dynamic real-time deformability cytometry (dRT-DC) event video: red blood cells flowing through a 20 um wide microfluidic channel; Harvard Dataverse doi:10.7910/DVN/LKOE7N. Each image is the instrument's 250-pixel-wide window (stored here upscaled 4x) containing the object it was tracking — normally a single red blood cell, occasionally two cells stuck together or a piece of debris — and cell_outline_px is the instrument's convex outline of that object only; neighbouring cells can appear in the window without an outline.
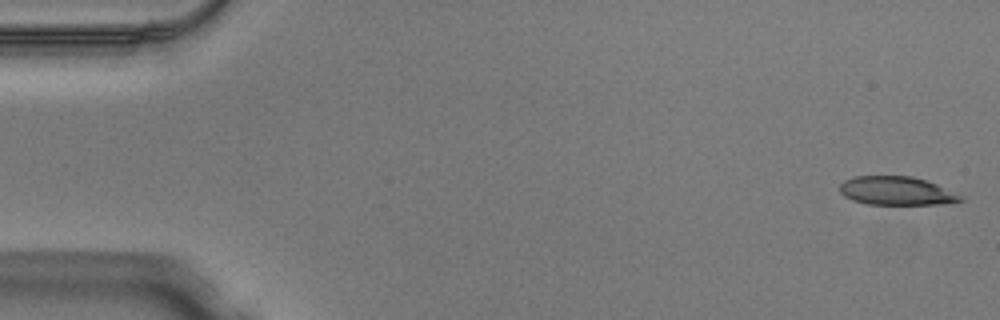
{"species": "Egyptian fruit bat (a non-hibernating species)", "species_latin": "Rousettus aegyptiacus", "temperature_condition": "warm", "stored_images_in_passage": 49, "camera_frame_rate_fps": 3000, "um_per_image_px": 0.085, "animal": {"sex": "male"}, "frame": {"image": 1, "passage_image": 1, "time_ms": 0.0, "image_size_px": [1000, 320], "cell_outline_px": [[964, 200], [940, 204], [868, 204], [852, 200], [844, 196], [840, 192], [840, 184], [844, 180], [856, 176], [912, 176], [936, 184], [964, 196]], "centroid_in_image_um": [76.19, 16.22], "position_along_channel_um": 8.8, "area_um2": 20.0}}
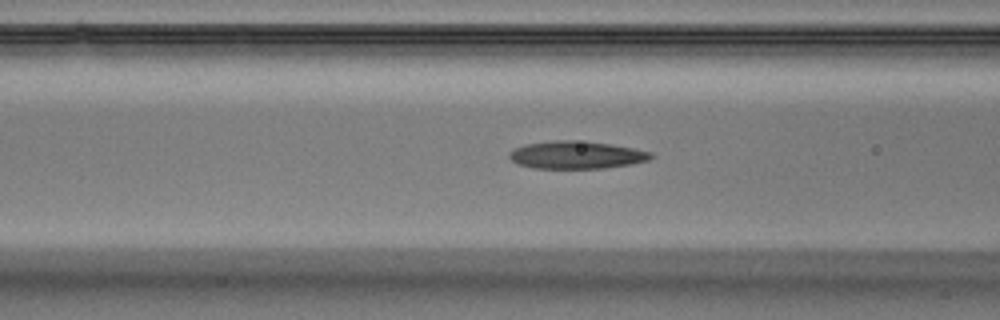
{"frame": {"image": 2, "passage_image": 19, "time_ms": 6.0, "image_size_px": [1000, 320], "cell_outline_px": [[652, 156], [648, 160], [628, 164], [604, 168], [532, 168], [516, 164], [508, 156], [508, 152], [516, 148], [528, 144], [552, 140], [572, 140], [612, 144], [652, 152]], "centroid_in_image_um": [48.95, 13.17], "position_along_channel_um": 117.7, "area_um2": 22.6}}
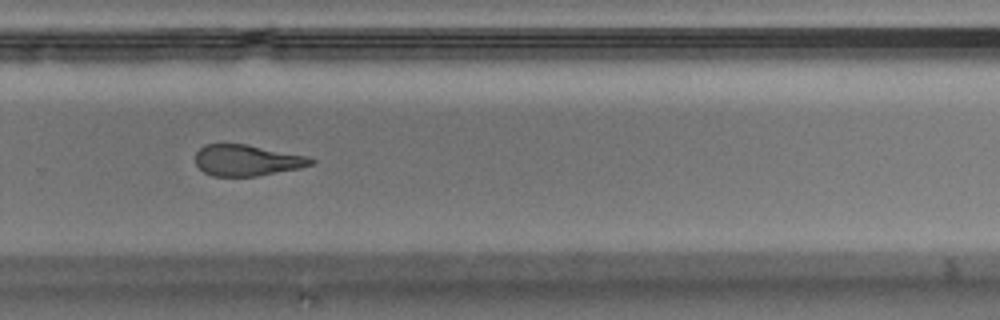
{"frame": {"image": 3, "passage_image": 33, "time_ms": 10.667, "image_size_px": [1000, 320], "cell_outline_px": [[316, 160], [312, 164], [300, 168], [260, 176], [212, 176], [204, 172], [196, 164], [196, 152], [204, 144], [244, 144], [308, 156]], "centroid_in_image_um": [21.0, 13.63], "position_along_channel_um": 308.8, "area_um2": 20.92}, "authors_computed_cell_mechanics": {"area_um2": 22.542, "velocity_mm_per_s": 4.1095, "shape_relaxation_time_tau1_ms": 6.2319, "shape_relaxation_time_tau2_ms": 2.035, "deformation_change_tau1": 0.2318, "deformation_change_tau2": 0.1245}}